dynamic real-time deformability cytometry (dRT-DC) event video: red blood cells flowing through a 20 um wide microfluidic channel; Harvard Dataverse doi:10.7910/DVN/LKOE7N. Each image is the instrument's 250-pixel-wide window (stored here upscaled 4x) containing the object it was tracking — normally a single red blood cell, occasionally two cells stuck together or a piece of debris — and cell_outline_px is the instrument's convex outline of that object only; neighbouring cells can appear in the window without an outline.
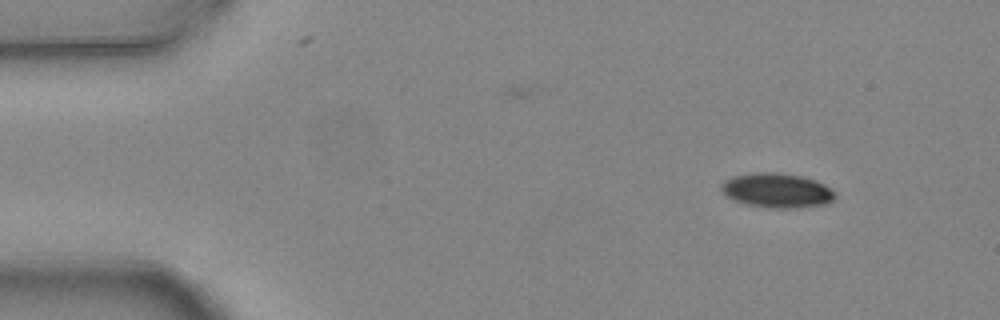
{"species": "common noctule bat (a hibernating species)", "species_latin": "Nyctalus noctula", "temperature_condition": "warm", "stored_images_in_passage": 4, "camera_frame_rate_fps": 3000, "um_per_image_px": 0.085, "animal": {"sex": "female", "body_mass_g": 24.6, "forearm_length_mm": 56.2}, "frame": {"image": 1, "passage_image": 1, "time_ms": 0.0, "image_size_px": [1000, 320], "cell_outline_px": [[836, 196], [828, 204], [796, 208], [768, 208], [748, 204], [732, 200], [724, 196], [720, 192], [720, 184], [724, 180], [732, 176], [752, 172], [776, 172], [800, 176], [816, 180], [832, 188], [836, 192]], "centroid_in_image_um": [66.01, 16.19], "position_along_channel_um": 19.0, "area_um2": 23.41}}
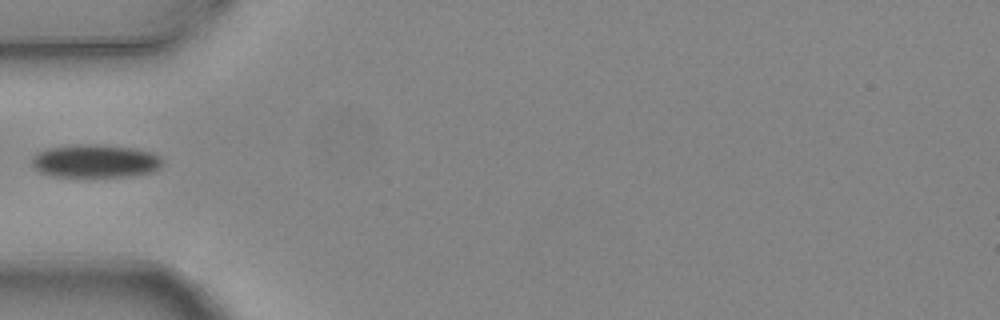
{"frame": {"image": 2, "passage_image": 4, "time_ms": 1.0, "image_size_px": [1000, 320], "cell_outline_px": [[160, 168], [152, 172], [128, 176], [52, 176], [40, 172], [32, 168], [32, 156], [36, 152], [48, 148], [76, 144], [96, 144], [136, 148], [152, 152], [160, 156]], "centroid_in_image_um": [8.06, 13.68], "position_along_channel_um": 76.9, "area_um2": 25.32}}